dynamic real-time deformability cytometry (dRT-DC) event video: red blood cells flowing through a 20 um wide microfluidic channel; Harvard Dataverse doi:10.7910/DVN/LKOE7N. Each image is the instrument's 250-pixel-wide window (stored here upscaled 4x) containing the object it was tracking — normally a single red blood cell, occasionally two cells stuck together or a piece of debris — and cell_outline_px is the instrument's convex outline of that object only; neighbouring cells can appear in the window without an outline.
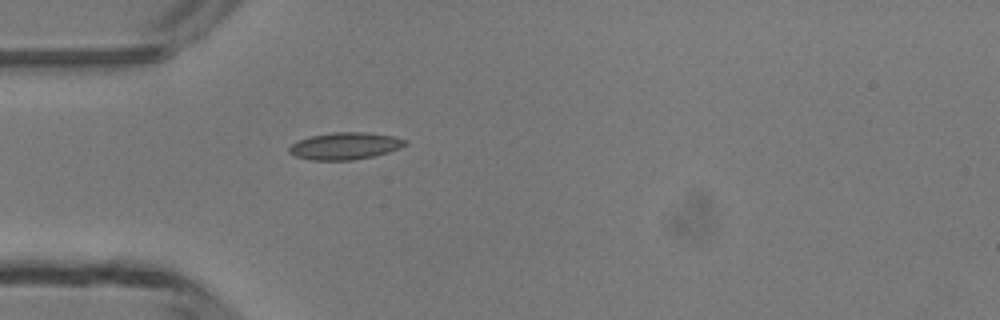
{"species": "common noctule bat (a hibernating species)", "species_latin": "Nyctalus noctula", "temperature_condition": "room temperature", "stored_images_in_passage": 5, "camera_frame_rate_fps": 3000, "um_per_image_px": 0.085, "animal": {"sex": "male", "body_mass_g": 13.3}, "frame": {"image": 1, "passage_image": 5, "time_ms": 5.333, "image_size_px": [1000, 320], "cell_outline_px": [[408, 144], [400, 148], [388, 152], [372, 156], [352, 160], [312, 160], [296, 156], [288, 152], [288, 148], [292, 144], [300, 140], [312, 136], [332, 132], [368, 132], [392, 136], [408, 140]], "centroid_in_image_um": [29.36, 12.4], "position_along_channel_um": 55.6, "area_um2": 18.21}}